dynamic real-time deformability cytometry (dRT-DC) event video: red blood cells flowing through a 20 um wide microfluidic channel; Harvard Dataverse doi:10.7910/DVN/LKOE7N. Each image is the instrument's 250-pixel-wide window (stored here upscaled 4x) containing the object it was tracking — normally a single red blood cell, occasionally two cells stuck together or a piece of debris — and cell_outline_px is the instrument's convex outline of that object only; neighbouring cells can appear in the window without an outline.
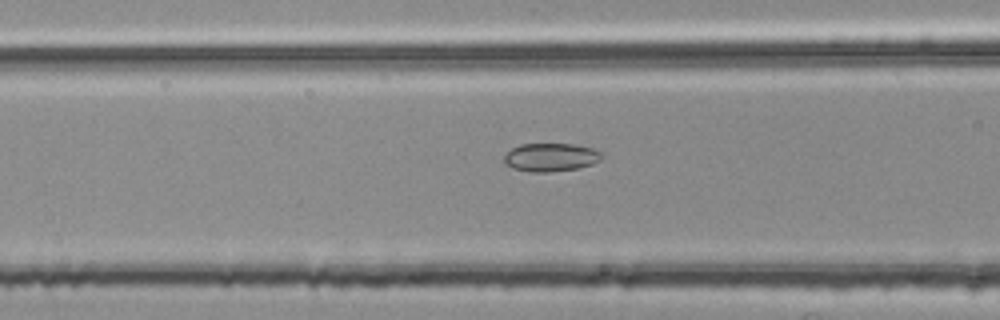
{"species": "common noctule bat (a hibernating species)", "species_latin": "Nyctalus noctula", "temperature_condition": "room temperature", "stored_images_in_passage": 17, "camera_frame_rate_fps": 3000, "um_per_image_px": 0.085, "animal": {"sex": "female", "body_mass_g": 25.1}, "frame": {"image": 1, "passage_image": 15, "time_ms": 4.667, "image_size_px": [1000, 320], "cell_outline_px": [[600, 160], [592, 164], [576, 168], [548, 172], [532, 172], [512, 168], [504, 164], [504, 156], [512, 148], [520, 144], [572, 144], [592, 148], [600, 152]], "centroid_in_image_um": [46.76, 13.37], "position_along_channel_um": 119.8, "area_um2": 15.9}}